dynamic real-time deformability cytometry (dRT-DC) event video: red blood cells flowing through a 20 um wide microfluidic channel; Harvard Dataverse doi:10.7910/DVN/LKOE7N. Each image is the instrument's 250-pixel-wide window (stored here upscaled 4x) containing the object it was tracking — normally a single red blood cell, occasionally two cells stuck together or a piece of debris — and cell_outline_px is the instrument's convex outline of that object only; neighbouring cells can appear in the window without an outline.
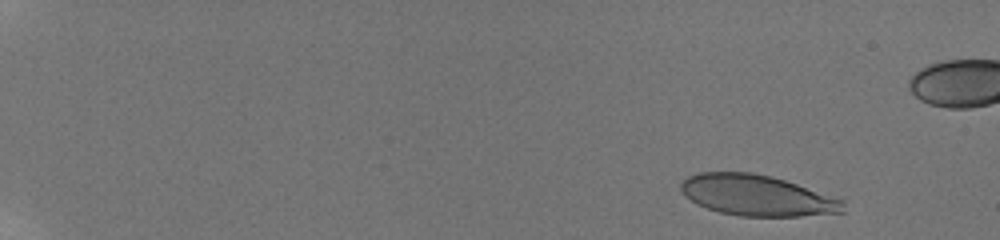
{"species": "human", "species_latin": "Homo sapiens", "temperature_condition": "room temperature", "stored_images_in_passage": 104, "camera_frame_rate_fps": 3000, "um_per_image_px": 0.085, "donor": {"sex": "male"}, "frame": {"image": 1, "passage_image": 6, "time_ms": 1.0, "image_size_px": [1000, 240], "cell_outline_px": [[844, 212], [800, 216], [740, 216], [720, 212], [696, 204], [684, 196], [680, 188], [680, 184], [688, 176], [700, 172], [752, 172], [772, 176], [844, 200]], "centroid_in_image_um": [64.31, 16.61], "position_along_channel_um": 20.7, "area_um2": 38.49}}
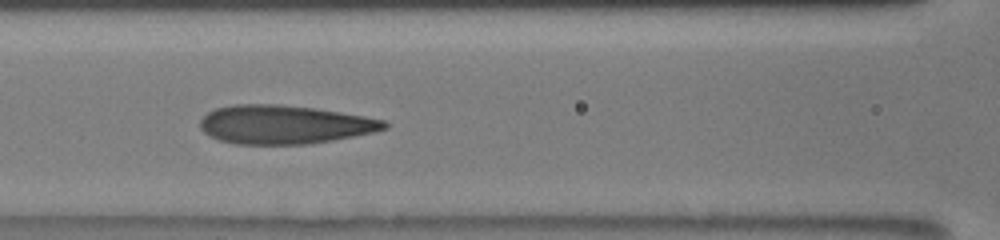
{"frame": {"image": 2, "passage_image": 49, "time_ms": 8.667, "image_size_px": [1000, 240], "cell_outline_px": [[388, 128], [372, 132], [332, 140], [308, 144], [236, 144], [220, 140], [208, 136], [200, 128], [200, 120], [208, 112], [216, 108], [232, 104], [280, 104], [316, 108], [364, 116], [384, 120], [388, 124]], "centroid_in_image_um": [24.13, 10.58], "position_along_channel_um": 142.5, "area_um2": 41.5}}
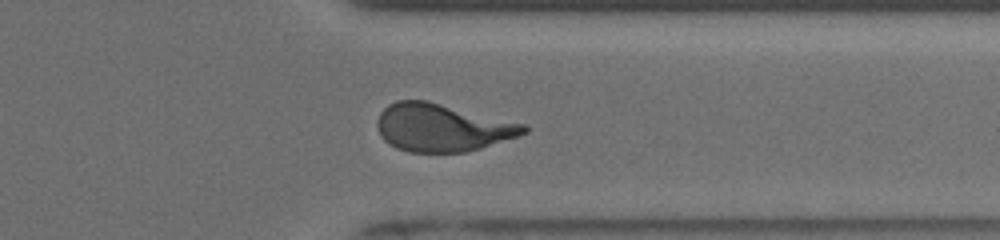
{"frame": {"image": 3, "passage_image": 85, "time_ms": 14.667, "image_size_px": [1000, 240], "cell_outline_px": [[528, 132], [520, 136], [468, 152], [408, 152], [396, 148], [388, 144], [380, 136], [376, 124], [376, 120], [380, 112], [388, 104], [396, 100], [428, 100], [524, 124], [528, 128]], "centroid_in_image_um": [37.56, 10.85], "position_along_channel_um": 373.8, "area_um2": 41.1}, "authors_computed_cell_mechanics": {"area_um2": 40.3444, "velocity_mm_per_s": 3.865, "shape_relaxation_time_tau1_ms": 5.9759, "shape_relaxation_time_tau2_ms": 1.023, "deformation_change_tau1": 0.2355, "deformation_change_tau2": 0.0872}}